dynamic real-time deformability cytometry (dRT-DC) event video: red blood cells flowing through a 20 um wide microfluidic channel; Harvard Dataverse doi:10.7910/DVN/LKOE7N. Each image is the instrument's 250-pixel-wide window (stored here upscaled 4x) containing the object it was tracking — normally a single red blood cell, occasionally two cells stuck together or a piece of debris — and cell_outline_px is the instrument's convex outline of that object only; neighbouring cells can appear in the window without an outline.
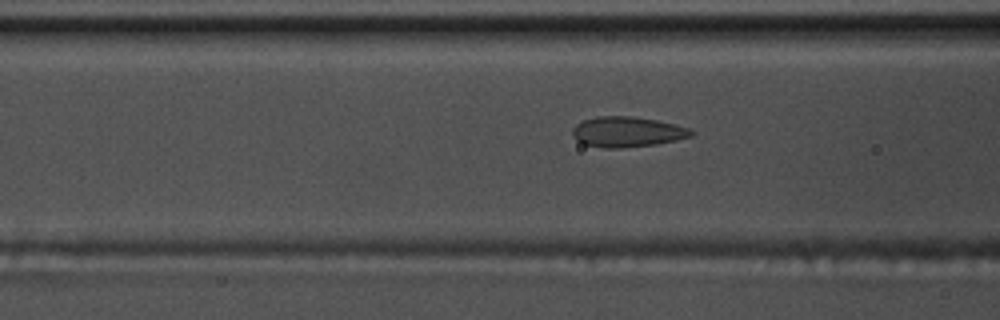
{"species": "common noctule bat (a hibernating species)", "species_latin": "Nyctalus noctula", "temperature_condition": "warm", "stored_images_in_passage": 36, "camera_frame_rate_fps": 3000, "um_per_image_px": 0.085, "animal": {"sex": "male", "body_mass_g": 17.5, "forearm_length_mm": 52.3}, "frame": {"image": 1, "passage_image": 12, "time_ms": 3.667, "image_size_px": [1000, 320], "cell_outline_px": [[696, 132], [692, 136], [676, 140], [656, 144], [620, 148], [604, 148], [584, 144], [576, 140], [572, 136], [572, 128], [576, 124], [584, 120], [596, 116], [632, 116], [656, 120], [676, 124], [688, 128]], "centroid_in_image_um": [53.3, 11.2], "position_along_channel_um": 113.3, "area_um2": 21.1}}
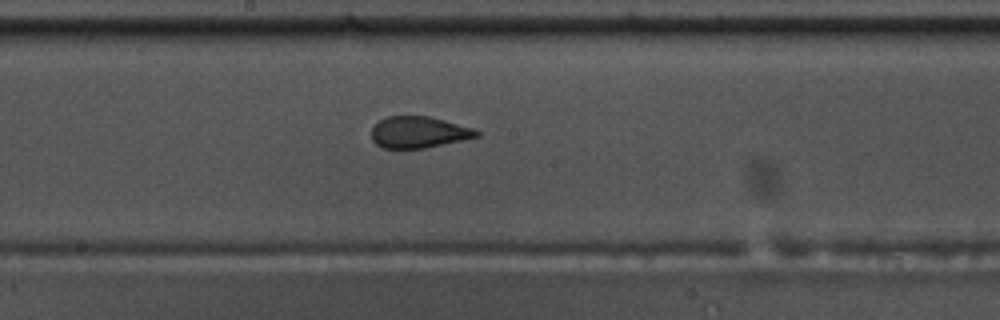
{"frame": {"image": 2, "passage_image": 20, "time_ms": 6.333, "image_size_px": [1000, 320], "cell_outline_px": [[480, 136], [424, 148], [384, 148], [376, 144], [372, 140], [372, 128], [380, 120], [388, 116], [428, 116], [476, 128], [480, 132]], "centroid_in_image_um": [35.61, 11.23], "position_along_channel_um": 212.6, "area_um2": 19.19}}
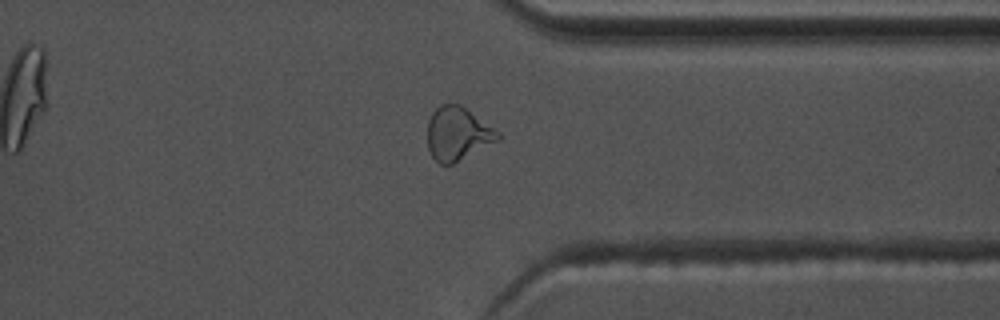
{"frame": {"image": 3, "passage_image": 33, "time_ms": 10.667, "image_size_px": [1000, 320], "cell_outline_px": [[500, 140], [452, 164], [440, 164], [432, 156], [428, 148], [428, 120], [432, 112], [440, 104], [460, 104], [500, 132]], "centroid_in_image_um": [38.9, 11.36], "position_along_channel_um": 372.5, "area_um2": 21.85}}